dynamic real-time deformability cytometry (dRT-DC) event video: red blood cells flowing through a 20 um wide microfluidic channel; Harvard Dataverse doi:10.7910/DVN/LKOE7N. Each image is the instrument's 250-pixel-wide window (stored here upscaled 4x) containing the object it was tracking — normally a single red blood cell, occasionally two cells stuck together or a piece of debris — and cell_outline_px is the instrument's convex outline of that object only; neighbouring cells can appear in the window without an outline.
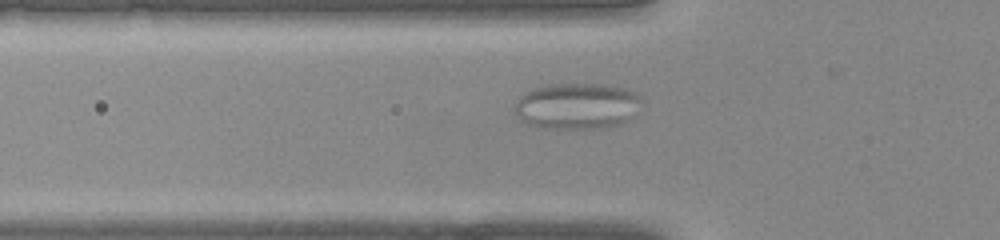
{"species": "common noctule bat (a hibernating species)", "species_latin": "Nyctalus noctula", "temperature_condition": "warm", "stored_images_in_passage": 16, "camera_frame_rate_fps": 3000, "um_per_image_px": 0.085, "animal": {"sex": "female", "body_mass_g": 22.0, "forearm_length_mm": 56.7}, "frame": {"image": 1, "passage_image": 12, "time_ms": 3.667, "image_size_px": [1000, 240], "cell_outline_px": [[640, 100], [636, 116], [608, 128], [544, 128], [528, 124], [520, 120], [516, 112], [516, 100], [524, 92], [548, 84], [600, 84], [624, 88], [636, 92], [640, 96]], "centroid_in_image_um": [49.06, 9.01], "position_along_channel_um": 76.7, "area_um2": 34.16}}
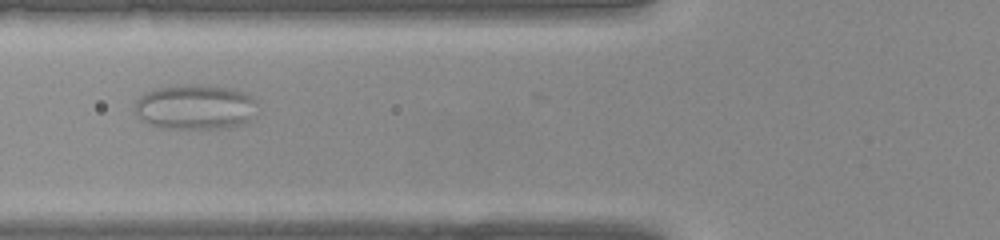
{"frame": {"image": 2, "passage_image": 14, "time_ms": 4.333, "image_size_px": [1000, 240], "cell_outline_px": [[256, 116], [248, 124], [228, 128], [156, 128], [140, 120], [136, 112], [136, 100], [140, 96], [156, 88], [176, 84], [192, 84], [224, 88], [240, 92], [252, 96], [256, 100]], "centroid_in_image_um": [16.61, 9.12], "position_along_channel_um": 109.2, "area_um2": 32.54}}